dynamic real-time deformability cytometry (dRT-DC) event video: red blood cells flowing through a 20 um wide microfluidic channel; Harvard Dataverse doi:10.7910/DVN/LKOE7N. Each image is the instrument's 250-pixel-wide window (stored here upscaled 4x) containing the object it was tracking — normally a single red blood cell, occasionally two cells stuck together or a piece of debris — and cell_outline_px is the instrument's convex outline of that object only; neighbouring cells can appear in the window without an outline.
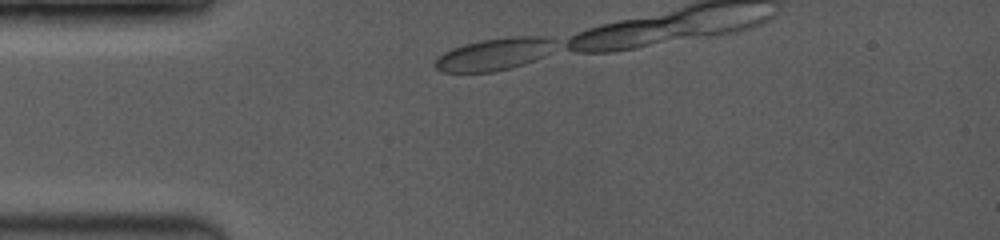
{"species": "common noctule bat (a hibernating species)", "species_latin": "Nyctalus noctula", "temperature_condition": "room temperature", "stored_images_in_passage": 6, "camera_frame_rate_fps": 3500, "um_per_image_px": 0.085, "animal": {"sex": "female", "body_mass_g": 19.0, "forearm_length_mm": 53.3}, "frame": {"image": 1, "passage_image": 1, "time_ms": 0.0, "image_size_px": [1000, 240], "cell_outline_px": [[552, 40], [544, 56], [524, 64], [512, 68], [492, 72], [444, 72], [436, 68], [436, 60], [444, 52], [452, 48], [464, 44], [480, 40], [508, 36], [540, 36]], "centroid_in_image_um": [41.93, 4.62], "position_along_channel_um": 43.1, "area_um2": 22.02}}
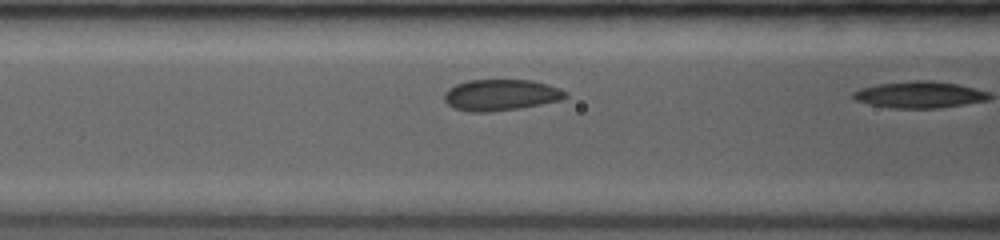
{"frame": {"image": 2, "passage_image": 5, "time_ms": 2.571, "image_size_px": [1000, 240], "cell_outline_px": [[568, 96], [564, 100], [520, 108], [488, 112], [468, 112], [452, 108], [444, 100], [444, 92], [448, 88], [456, 84], [468, 80], [532, 80], [548, 84], [560, 88], [568, 92]], "centroid_in_image_um": [42.59, 8.08], "position_along_channel_um": 124.0, "area_um2": 22.43}}